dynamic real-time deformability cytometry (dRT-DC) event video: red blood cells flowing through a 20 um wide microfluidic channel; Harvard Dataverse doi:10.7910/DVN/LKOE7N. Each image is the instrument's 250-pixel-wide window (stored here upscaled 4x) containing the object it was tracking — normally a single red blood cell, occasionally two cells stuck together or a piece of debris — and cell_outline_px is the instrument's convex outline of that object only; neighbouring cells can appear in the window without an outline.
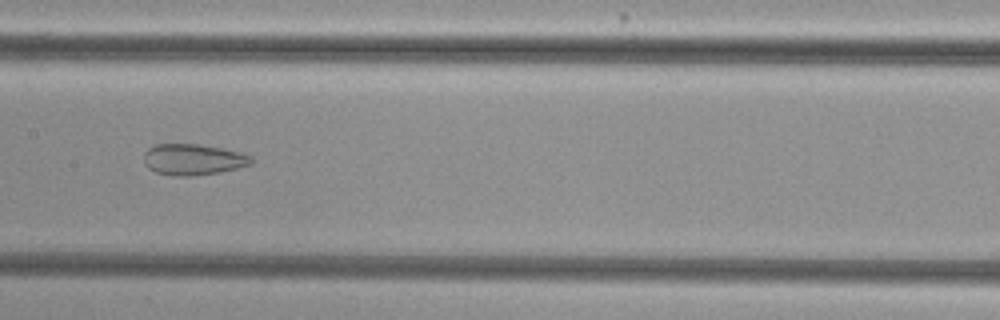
{"species": "common noctule bat (a hibernating species)", "species_latin": "Nyctalus noctula", "temperature_condition": "cold", "stored_images_in_passage": 39, "camera_frame_rate_fps": 3000, "um_per_image_px": 0.085, "animal": {"sex": "female", "body_mass_g": 29.2, "forearm_length_mm": 56.3}, "frame": {"image": 1, "passage_image": 20, "time_ms": 6.333, "image_size_px": [1000, 320], "cell_outline_px": [[252, 164], [220, 172], [192, 176], [176, 176], [156, 172], [148, 168], [144, 164], [144, 152], [148, 148], [156, 144], [200, 144], [244, 152], [252, 156]], "centroid_in_image_um": [16.43, 13.55], "position_along_channel_um": 191.0, "area_um2": 19.65}}
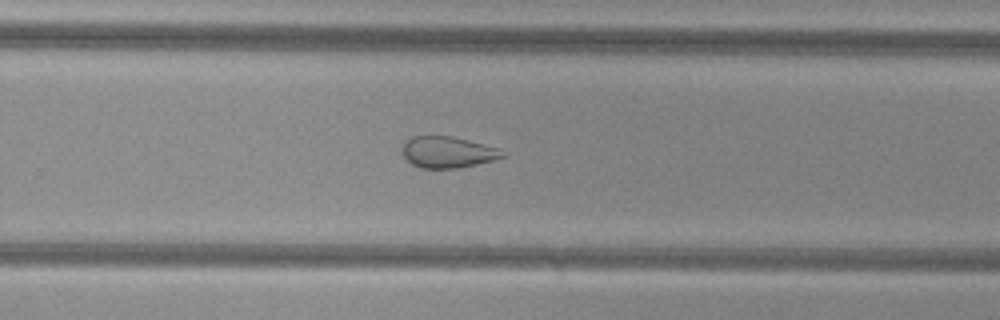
{"frame": {"image": 2, "passage_image": 28, "time_ms": 9.0, "image_size_px": [1000, 320], "cell_outline_px": [[508, 156], [496, 160], [460, 168], [420, 168], [412, 164], [400, 152], [400, 148], [412, 136], [452, 136], [468, 140], [496, 148], [508, 152]], "centroid_in_image_um": [38.09, 12.94], "position_along_channel_um": 291.7, "area_um2": 18.5}}
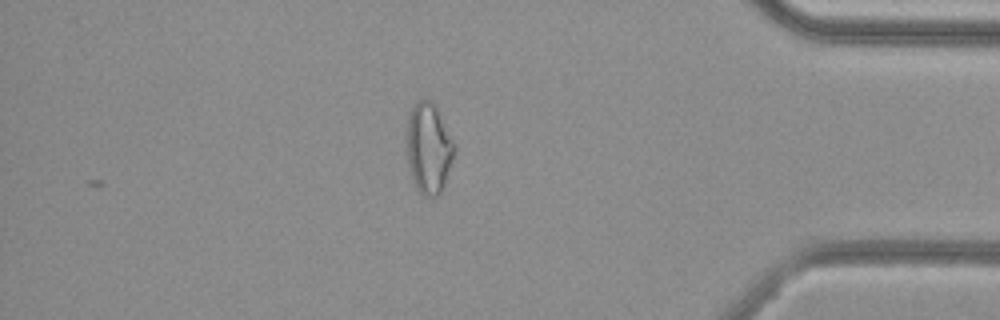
{"frame": {"image": 3, "passage_image": 39, "time_ms": 12.667, "image_size_px": [1000, 320], "cell_outline_px": [[456, 148], [440, 196], [424, 196], [416, 188], [412, 180], [408, 164], [408, 112], [416, 100], [432, 100]], "centroid_in_image_um": [36.42, 12.61], "position_along_channel_um": 398.8, "area_um2": 24.74}, "authors_computed_cell_mechanics": {"area_um2": 21.2126, "velocity_mm_per_s": 3.7874, "shape_relaxation_time_tau1_ms": null, "shape_relaxation_time_tau2_ms": 2.0371, "deformation_change_tau1": null, "deformation_change_tau2": 0.0999}}